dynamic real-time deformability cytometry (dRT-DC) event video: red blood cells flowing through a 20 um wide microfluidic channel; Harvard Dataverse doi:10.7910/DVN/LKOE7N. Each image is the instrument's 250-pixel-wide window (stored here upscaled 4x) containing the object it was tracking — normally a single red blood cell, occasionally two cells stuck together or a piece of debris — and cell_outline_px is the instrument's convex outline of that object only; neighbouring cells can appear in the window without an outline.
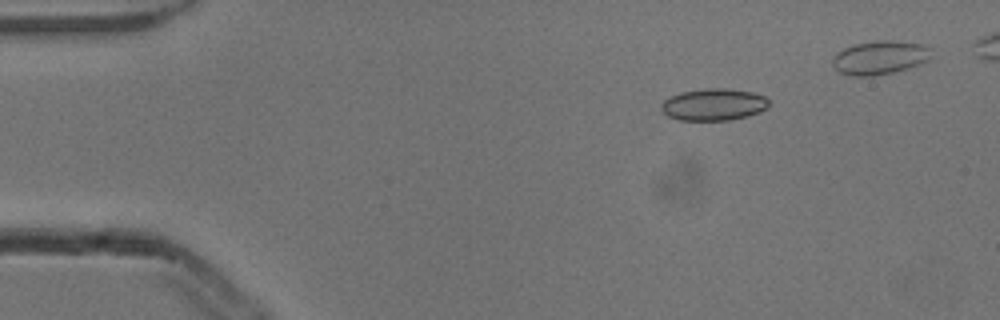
{"species": "common noctule bat (a hibernating species)", "species_latin": "Nyctalus noctula", "temperature_condition": "cold", "stored_images_in_passage": 4, "camera_frame_rate_fps": 3000, "um_per_image_px": 0.085, "animal": {"sex": "male", "body_mass_g": 13.3}, "frame": {"image": 1, "passage_image": 1, "time_ms": 0.0, "image_size_px": [1000, 320], "cell_outline_px": [[768, 108], [760, 112], [748, 116], [728, 120], [680, 120], [668, 116], [660, 108], [660, 104], [664, 100], [680, 92], [704, 88], [724, 88], [752, 92], [764, 96], [768, 100]], "centroid_in_image_um": [60.66, 8.88], "position_along_channel_um": 24.3, "area_um2": 20.06}}